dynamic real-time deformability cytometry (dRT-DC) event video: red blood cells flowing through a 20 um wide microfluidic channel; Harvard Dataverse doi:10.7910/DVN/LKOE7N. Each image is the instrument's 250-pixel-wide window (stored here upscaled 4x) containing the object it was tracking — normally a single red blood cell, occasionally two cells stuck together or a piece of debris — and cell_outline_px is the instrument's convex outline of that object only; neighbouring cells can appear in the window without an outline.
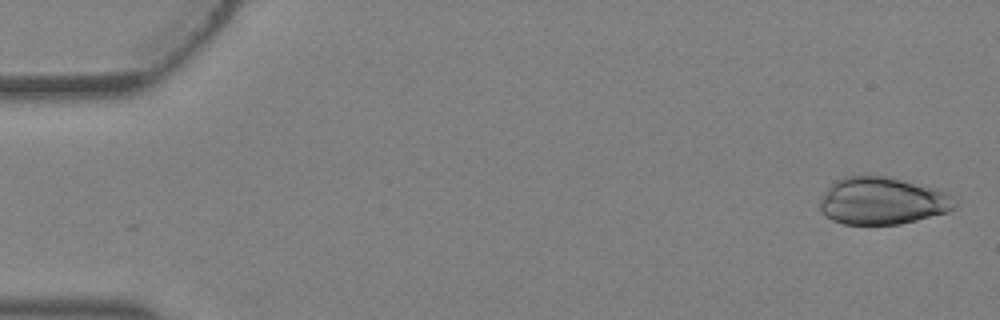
{"species": "Egyptian fruit bat (a non-hibernating species)", "species_latin": "Rousettus aegyptiacus", "temperature_condition": "warm", "stored_images_in_passage": 4, "camera_frame_rate_fps": 3000, "um_per_image_px": 0.085, "animal": {"sex": "female"}, "frame": {"image": 1, "passage_image": 1, "time_ms": 0.0, "image_size_px": [1000, 320], "cell_outline_px": [[956, 208], [948, 212], [900, 224], [844, 224], [832, 220], [824, 216], [820, 212], [820, 200], [824, 192], [836, 180], [844, 176], [884, 176], [936, 188], [948, 192], [956, 200]], "centroid_in_image_um": [75.0, 17.08], "position_along_channel_um": 10.0, "area_um2": 37.28}}